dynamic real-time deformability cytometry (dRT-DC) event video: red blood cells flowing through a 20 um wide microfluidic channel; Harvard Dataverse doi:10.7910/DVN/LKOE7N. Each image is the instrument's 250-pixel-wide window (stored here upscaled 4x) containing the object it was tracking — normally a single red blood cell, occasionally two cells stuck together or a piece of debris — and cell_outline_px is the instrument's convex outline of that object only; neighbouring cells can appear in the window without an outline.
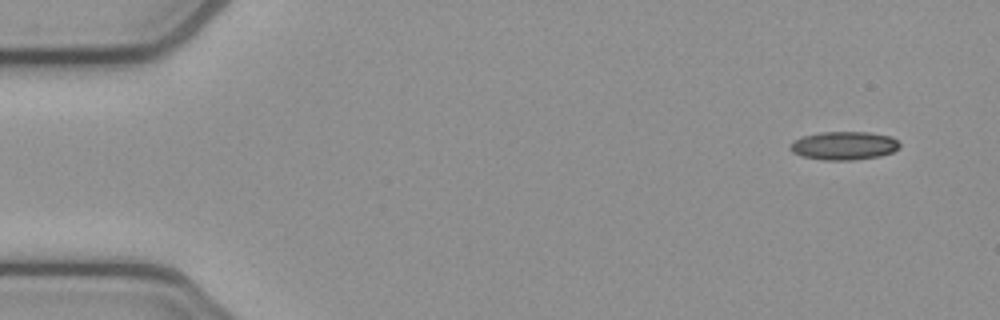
{"species": "common noctule bat (a hibernating species)", "species_latin": "Nyctalus noctula", "temperature_condition": "cold", "stored_images_in_passage": 5, "camera_frame_rate_fps": 3000, "um_per_image_px": 0.085, "animal": {"sex": "female", "body_mass_g": 21.9}, "frame": {"image": 1, "passage_image": 1, "time_ms": 0.0, "image_size_px": [1000, 320], "cell_outline_px": [[900, 148], [892, 152], [880, 156], [852, 160], [824, 160], [800, 156], [792, 152], [788, 148], [788, 144], [792, 140], [804, 136], [820, 132], [868, 132], [892, 136], [900, 144]], "centroid_in_image_um": [71.7, 12.38], "position_along_channel_um": 13.3, "area_um2": 18.32}}
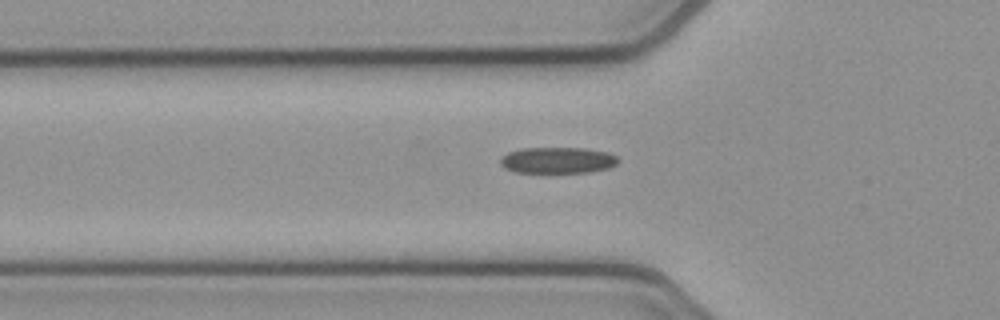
{"frame": {"image": 2, "passage_image": 5, "time_ms": 1.333, "image_size_px": [1000, 320], "cell_outline_px": [[620, 160], [616, 164], [608, 168], [588, 172], [516, 172], [504, 168], [500, 164], [500, 156], [508, 152], [520, 148], [584, 148], [608, 152], [616, 156]], "centroid_in_image_um": [47.37, 13.61], "position_along_channel_um": 78.4, "area_um2": 18.03}}